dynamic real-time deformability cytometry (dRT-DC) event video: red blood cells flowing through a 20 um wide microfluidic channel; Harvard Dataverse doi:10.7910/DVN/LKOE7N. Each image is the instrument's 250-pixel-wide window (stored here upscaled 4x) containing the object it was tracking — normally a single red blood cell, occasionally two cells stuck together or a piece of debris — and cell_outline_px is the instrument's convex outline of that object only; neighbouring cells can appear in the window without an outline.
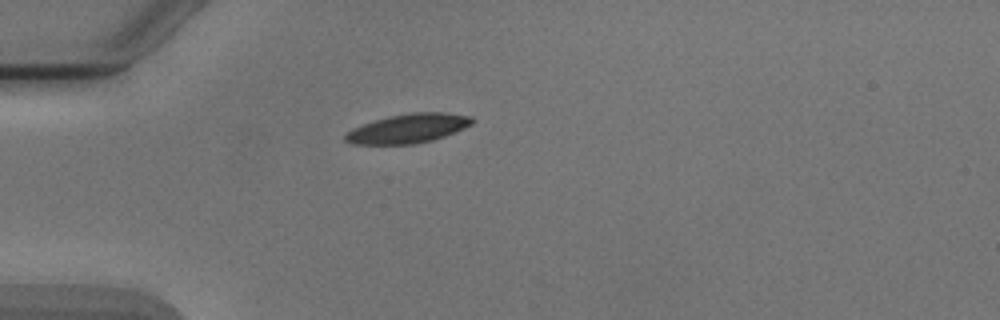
{"species": "Egyptian fruit bat (a non-hibernating species)", "species_latin": "Rousettus aegyptiacus", "temperature_condition": "cold", "stored_images_in_passage": 1, "camera_frame_rate_fps": 3000, "um_per_image_px": 0.085, "animal": {"sex": "male"}, "frame": {"image": 1, "passage_image": 1, "time_ms": 0.0, "image_size_px": [1000, 320], "cell_outline_px": [[476, 120], [472, 124], [464, 128], [444, 136], [432, 140], [412, 144], [352, 144], [344, 140], [344, 136], [352, 128], [388, 116], [412, 112], [444, 112], [472, 116]], "centroid_in_image_um": [34.72, 10.91], "position_along_channel_um": 50.3, "area_um2": 21.5}}